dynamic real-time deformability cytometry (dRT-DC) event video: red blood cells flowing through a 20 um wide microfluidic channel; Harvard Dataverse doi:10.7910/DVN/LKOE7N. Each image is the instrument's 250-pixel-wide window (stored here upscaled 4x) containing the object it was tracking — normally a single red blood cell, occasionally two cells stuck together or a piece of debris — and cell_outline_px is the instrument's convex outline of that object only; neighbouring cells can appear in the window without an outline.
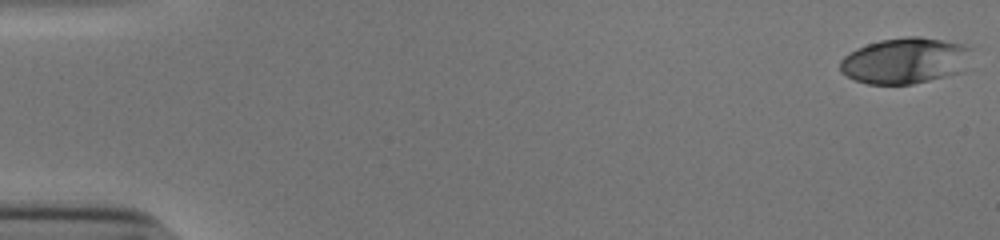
{"species": "human", "species_latin": "Homo sapiens", "temperature_condition": "cold", "stored_images_in_passage": 46, "camera_frame_rate_fps": 3000, "um_per_image_px": 0.085, "donor": {"sex": "male"}, "frame": {"image": 1, "passage_image": 1, "time_ms": 0.0, "image_size_px": [1000, 240], "cell_outline_px": [[972, 48], [964, 72], [912, 84], [868, 84], [856, 80], [840, 72], [840, 60], [848, 52], [856, 48], [880, 40], [908, 36], [920, 36], [944, 40], [964, 44]], "centroid_in_image_um": [76.95, 5.15], "position_along_channel_um": 8.1, "area_um2": 35.49}}
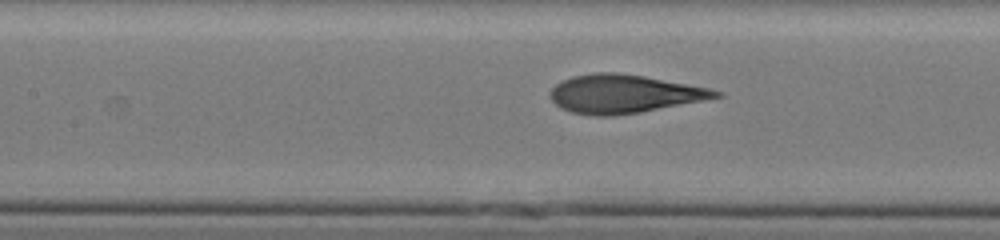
{"frame": {"image": 2, "passage_image": 25, "time_ms": 8.0, "image_size_px": [1000, 240], "cell_outline_px": [[724, 96], [704, 100], [640, 112], [612, 116], [596, 116], [572, 112], [560, 108], [548, 96], [552, 88], [556, 84], [572, 76], [596, 72], [616, 72], [644, 76], [708, 88], [724, 92]], "centroid_in_image_um": [53.02, 7.98], "position_along_channel_um": 154.4, "area_um2": 36.88}}
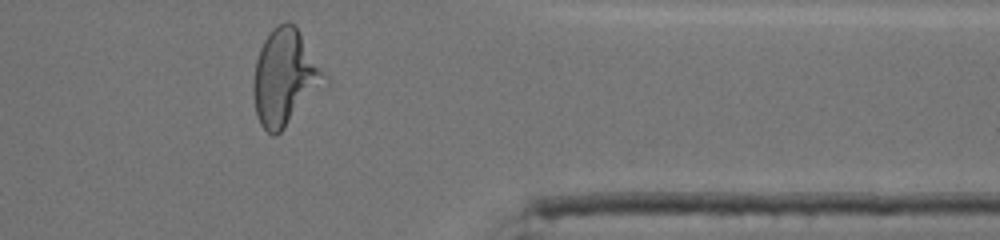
{"frame": {"image": 3, "passage_image": 44, "time_ms": 14.333, "image_size_px": [1000, 240], "cell_outline_px": [[332, 84], [276, 136], [272, 136], [260, 124], [256, 116], [252, 92], [252, 84], [256, 60], [260, 48], [264, 40], [272, 28], [284, 20], [288, 20], [296, 28], [328, 76]], "centroid_in_image_um": [24.27, 6.66], "position_along_channel_um": 387.1, "area_um2": 40.92}, "authors_computed_cell_mechanics": {"area_um2": 36.6163, "velocity_mm_per_s": 3.8987, "shape_relaxation_time_tau1_ms": 4.5214, "shape_relaxation_time_tau2_ms": 0.8399, "deformation_change_tau1": 0.232, "deformation_change_tau2": 0.0882}}